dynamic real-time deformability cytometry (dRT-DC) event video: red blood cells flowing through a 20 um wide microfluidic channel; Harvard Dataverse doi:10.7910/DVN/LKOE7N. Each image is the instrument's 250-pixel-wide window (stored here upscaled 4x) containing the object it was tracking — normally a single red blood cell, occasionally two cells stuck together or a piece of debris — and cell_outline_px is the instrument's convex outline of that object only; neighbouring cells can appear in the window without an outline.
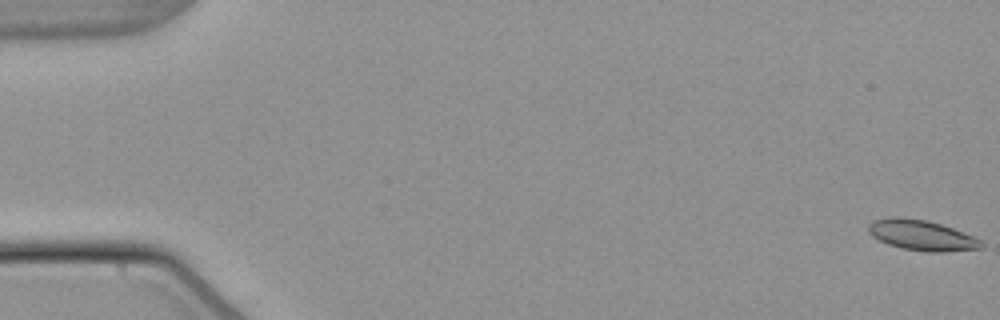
{"species": "common noctule bat (a hibernating species)", "species_latin": "Nyctalus noctula", "temperature_condition": "warm", "stored_images_in_passage": 55, "camera_frame_rate_fps": 3000, "um_per_image_px": 0.085, "animal": {"sex": "male", "body_mass_g": 21.5, "forearm_length_mm": 52.0}, "frame": {"image": 1, "passage_image": 1, "time_ms": 0.0, "image_size_px": [1000, 320], "cell_outline_px": [[984, 248], [944, 252], [924, 252], [904, 248], [888, 244], [872, 236], [868, 232], [868, 224], [872, 220], [888, 216], [900, 216], [924, 220], [940, 224], [952, 228], [972, 236], [980, 240], [984, 244]], "centroid_in_image_um": [78.31, 19.99], "position_along_channel_um": 6.7, "area_um2": 20.06}}
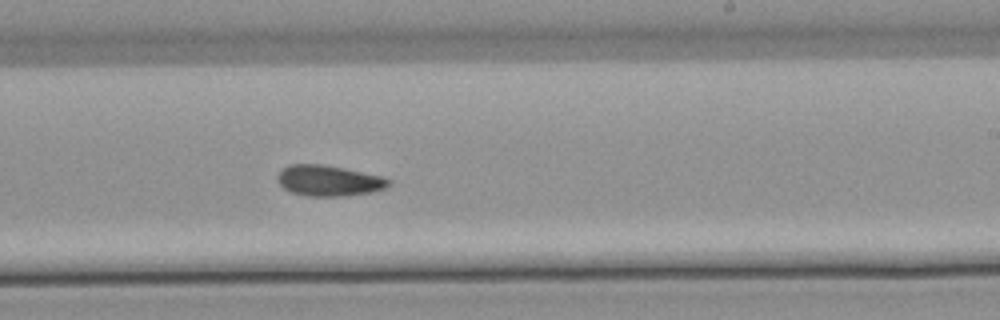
{"frame": {"image": 2, "passage_image": 34, "time_ms": 11.0, "image_size_px": [1000, 320], "cell_outline_px": [[392, 184], [384, 188], [372, 192], [344, 196], [308, 196], [292, 192], [284, 188], [280, 184], [276, 176], [288, 164], [324, 164], [344, 168], [380, 176], [392, 180]], "centroid_in_image_um": [27.96, 15.35], "position_along_channel_um": 261.0, "area_um2": 19.88}}
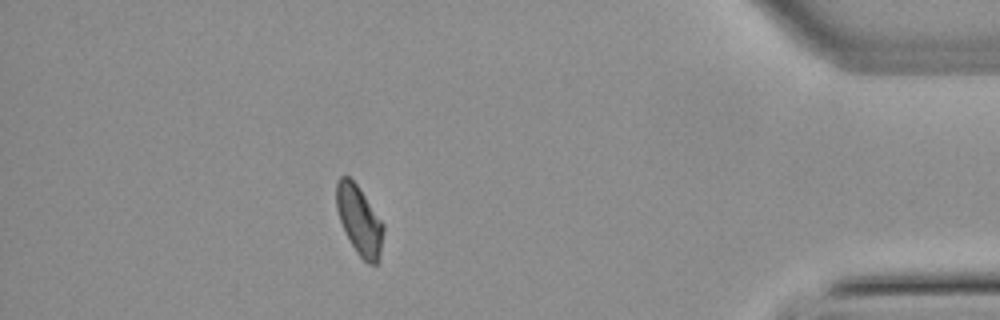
{"frame": {"image": 3, "passage_image": 49, "time_ms": 16.0, "image_size_px": [1000, 320], "cell_outline_px": [[384, 232], [380, 260], [376, 264], [368, 264], [356, 252], [340, 220], [336, 208], [336, 180], [340, 176], [348, 176], [356, 184], [384, 224]], "centroid_in_image_um": [30.56, 18.74], "position_along_channel_um": 404.6, "area_um2": 18.79}}